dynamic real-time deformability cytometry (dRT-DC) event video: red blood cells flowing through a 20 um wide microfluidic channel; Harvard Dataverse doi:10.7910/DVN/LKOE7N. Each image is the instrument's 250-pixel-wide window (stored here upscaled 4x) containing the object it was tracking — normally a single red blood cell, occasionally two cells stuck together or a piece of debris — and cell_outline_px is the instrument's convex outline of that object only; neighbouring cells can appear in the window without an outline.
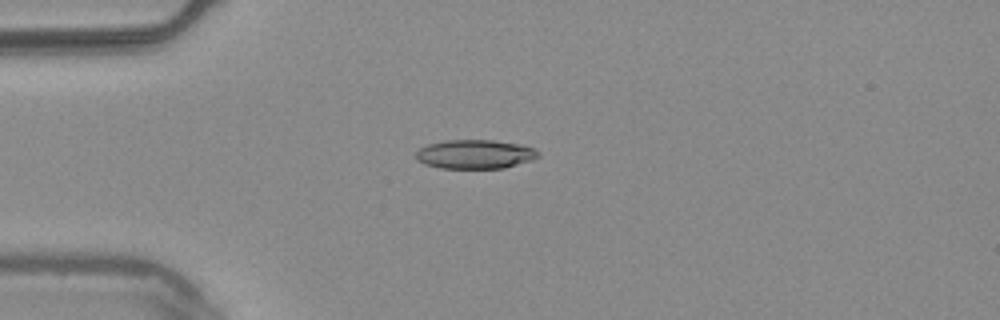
{"species": "common noctule bat (a hibernating species)", "species_latin": "Nyctalus noctula", "temperature_condition": "warm", "stored_images_in_passage": 54, "camera_frame_rate_fps": 3000, "um_per_image_px": 0.085, "animal": {"sex": "male", "body_mass_g": 20.4}, "frame": {"image": 1, "passage_image": 14, "time_ms": 4.333, "image_size_px": [1000, 320], "cell_outline_px": [[540, 156], [532, 160], [504, 168], [440, 168], [424, 164], [416, 160], [416, 152], [420, 148], [428, 144], [448, 140], [492, 140], [524, 144], [540, 152]], "centroid_in_image_um": [40.4, 13.11], "position_along_channel_um": 44.6, "area_um2": 20.81}}
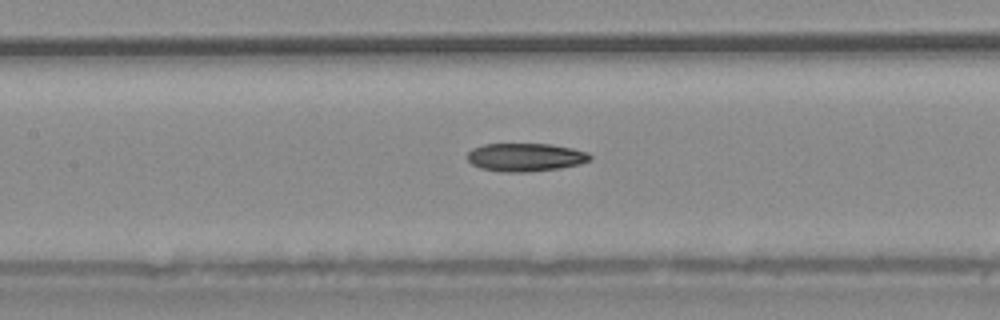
{"frame": {"image": 2, "passage_image": 25, "time_ms": 8.0, "image_size_px": [1000, 320], "cell_outline_px": [[592, 160], [580, 164], [560, 168], [528, 172], [500, 172], [480, 168], [472, 164], [468, 160], [468, 152], [472, 148], [484, 144], [552, 144], [572, 148], [588, 152], [592, 156]], "centroid_in_image_um": [44.68, 13.37], "position_along_channel_um": 162.7, "area_um2": 20.35}}
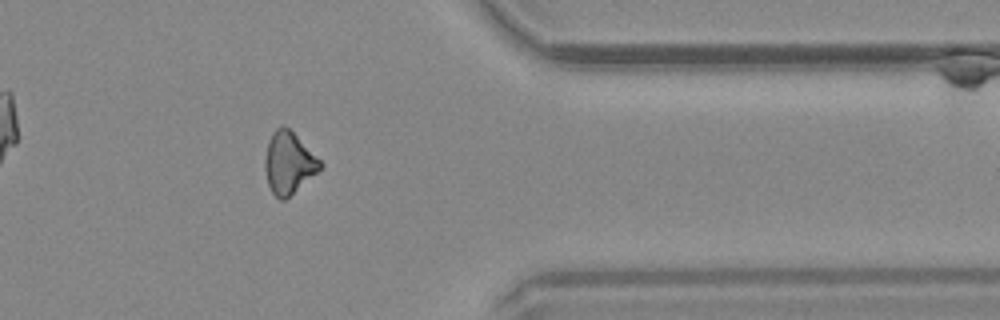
{"frame": {"image": 3, "passage_image": 44, "time_ms": 14.333, "image_size_px": [1000, 320], "cell_outline_px": [[324, 164], [316, 172], [284, 200], [280, 200], [272, 192], [268, 184], [264, 168], [264, 160], [268, 140], [272, 132], [280, 124], [284, 124]], "centroid_in_image_um": [24.49, 13.81], "position_along_channel_um": 386.9, "area_um2": 19.48}}